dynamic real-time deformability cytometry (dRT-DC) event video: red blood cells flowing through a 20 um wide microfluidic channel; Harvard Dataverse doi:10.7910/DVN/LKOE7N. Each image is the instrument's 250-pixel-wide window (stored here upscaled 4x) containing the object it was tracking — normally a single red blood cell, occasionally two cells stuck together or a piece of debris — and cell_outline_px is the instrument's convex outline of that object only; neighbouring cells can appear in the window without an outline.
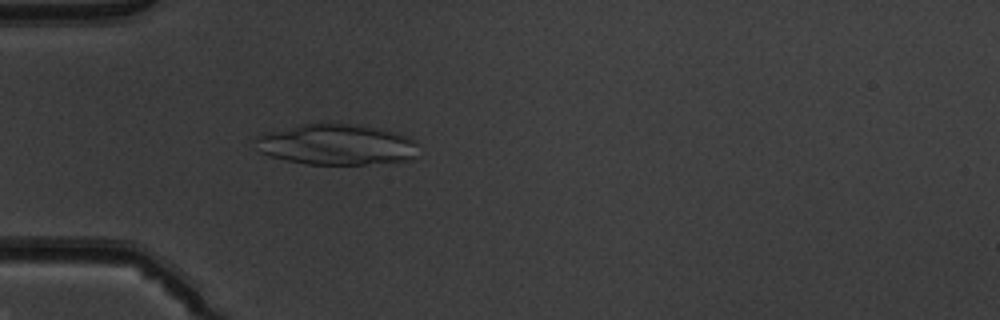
{"species": "common noctule bat (a hibernating species)", "species_latin": "Nyctalus noctula", "temperature_condition": "warm", "stored_images_in_passage": 50, "camera_frame_rate_fps": 3000, "um_per_image_px": 0.085, "animal": {"sex": "male", "body_mass_g": 19.5, "forearm_length_mm": 54.6}, "frame": {"image": 1, "passage_image": 15, "time_ms": 4.667, "image_size_px": [1000, 320], "cell_outline_px": [[416, 144], [412, 156], [408, 160], [364, 164], [308, 164], [268, 156], [260, 152], [252, 140], [256, 136], [268, 132], [300, 124], [332, 120], [356, 124], [392, 132], [416, 140]], "centroid_in_image_um": [28.49, 12.25], "position_along_channel_um": 56.5, "area_um2": 38.9}}
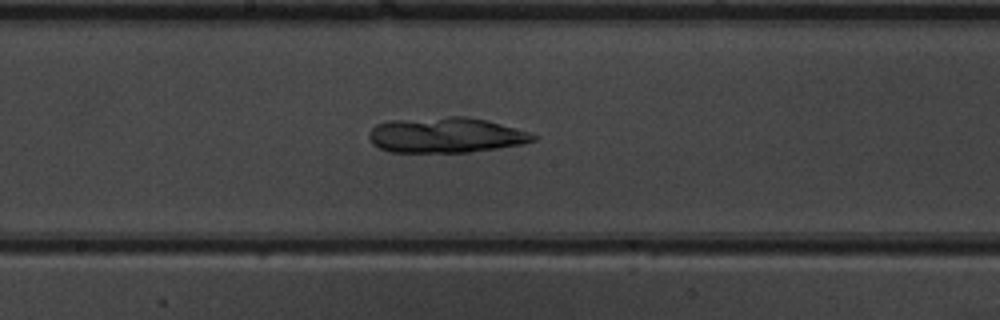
{"frame": {"image": 2, "passage_image": 27, "time_ms": 8.667, "image_size_px": [1000, 320], "cell_outline_px": [[540, 136], [536, 140], [520, 144], [496, 148], [468, 152], [388, 152], [372, 144], [368, 136], [368, 132], [376, 124], [388, 120], [448, 116], [468, 116], [488, 120], [528, 132]], "centroid_in_image_um": [37.86, 11.47], "position_along_channel_um": 210.3, "area_um2": 34.1}}
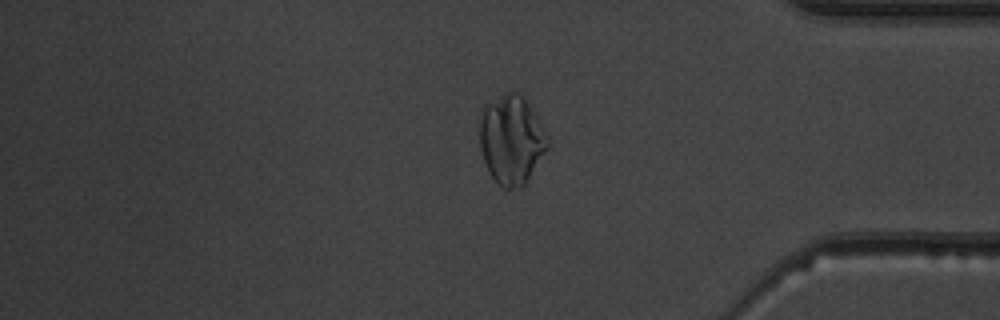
{"frame": {"image": 3, "passage_image": 42, "time_ms": 13.667, "image_size_px": [1000, 320], "cell_outline_px": [[548, 148], [524, 184], [520, 188], [504, 188], [492, 176], [484, 160], [480, 148], [480, 120], [484, 108], [508, 88], [520, 92], [524, 96], [548, 136]], "centroid_in_image_um": [43.48, 11.82], "position_along_channel_um": 391.7, "area_um2": 34.91}}